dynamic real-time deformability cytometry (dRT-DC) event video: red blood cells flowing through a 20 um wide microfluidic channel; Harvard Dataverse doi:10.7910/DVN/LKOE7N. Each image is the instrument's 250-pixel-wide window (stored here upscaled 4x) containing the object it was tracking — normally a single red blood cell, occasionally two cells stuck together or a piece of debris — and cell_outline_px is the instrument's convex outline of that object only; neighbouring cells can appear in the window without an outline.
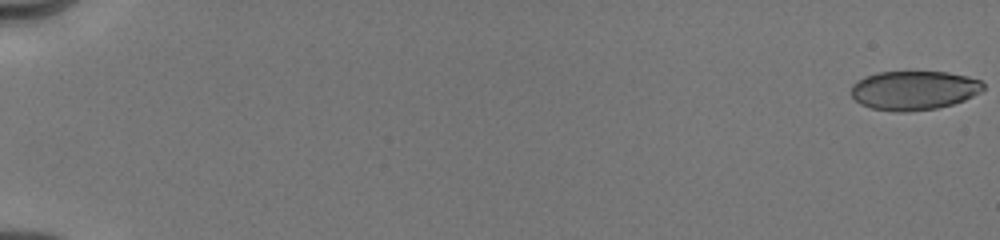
{"species": "human", "species_latin": "Homo sapiens", "temperature_condition": "cold", "stored_images_in_passage": 29, "camera_frame_rate_fps": 3000, "um_per_image_px": 0.085, "donor": {"sex": "male"}, "frame": {"image": 1, "passage_image": 1, "time_ms": 0.0, "image_size_px": [1000, 240], "cell_outline_px": [[984, 88], [980, 92], [964, 100], [952, 104], [936, 108], [908, 112], [896, 112], [872, 108], [860, 104], [852, 96], [852, 84], [864, 76], [876, 72], [948, 72], [968, 76], [980, 80], [984, 84]], "centroid_in_image_um": [77.68, 7.67], "position_along_channel_um": 7.3, "area_um2": 30.17}}
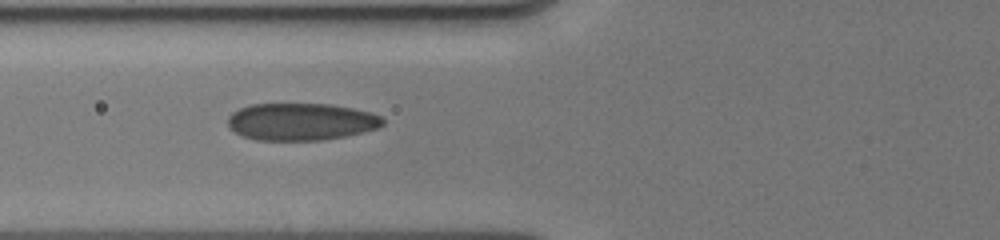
{"frame": {"image": 2, "passage_image": 17, "time_ms": 7.333, "image_size_px": [1000, 240], "cell_outline_px": [[384, 124], [380, 128], [344, 136], [320, 140], [256, 140], [244, 136], [228, 128], [228, 116], [232, 112], [240, 108], [252, 104], [332, 104], [352, 108], [368, 112], [380, 116], [384, 120]], "centroid_in_image_um": [25.58, 10.34], "position_along_channel_um": 100.2, "area_um2": 33.58}}
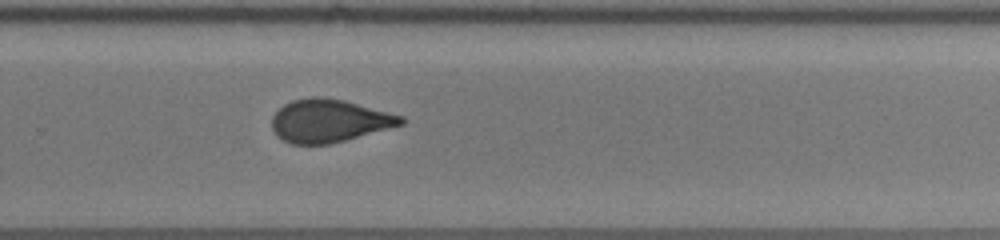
{"frame": {"image": 3, "passage_image": 29, "time_ms": 12.333, "image_size_px": [1000, 240], "cell_outline_px": [[408, 120], [404, 124], [344, 140], [328, 144], [292, 144], [276, 136], [272, 128], [272, 116], [284, 104], [292, 100], [312, 96], [324, 96], [344, 100], [404, 116]], "centroid_in_image_um": [27.98, 10.25], "position_along_channel_um": 301.8, "area_um2": 32.31}}